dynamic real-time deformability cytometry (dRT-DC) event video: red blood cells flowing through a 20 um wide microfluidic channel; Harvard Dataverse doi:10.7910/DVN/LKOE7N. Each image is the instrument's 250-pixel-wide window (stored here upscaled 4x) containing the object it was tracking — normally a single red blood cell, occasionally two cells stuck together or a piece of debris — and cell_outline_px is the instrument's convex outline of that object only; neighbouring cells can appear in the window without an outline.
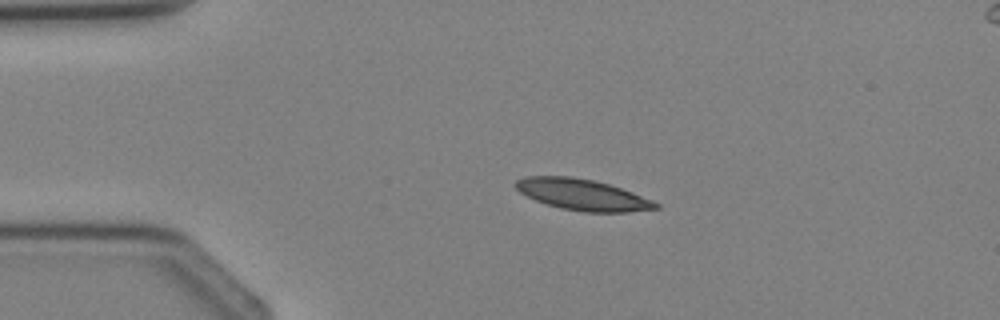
{"species": "Egyptian fruit bat (a non-hibernating species)", "species_latin": "Rousettus aegyptiacus", "temperature_condition": "cold", "stored_images_in_passage": 3, "segment_of_instrument_passage": [1, 2], "camera_frame_rate_fps": 3000, "um_per_image_px": 0.085, "animal": {"sex": "female"}, "frame": {"image": 1, "passage_image": 1, "time_ms": 0.0, "image_size_px": [1000, 320], "cell_outline_px": [[660, 208], [628, 212], [584, 212], [560, 208], [536, 200], [520, 192], [512, 184], [516, 180], [524, 176], [572, 176], [592, 180], [608, 184], [632, 192], [652, 200], [660, 204]], "centroid_in_image_um": [49.49, 16.54], "position_along_channel_um": 35.5, "area_um2": 25.32}}